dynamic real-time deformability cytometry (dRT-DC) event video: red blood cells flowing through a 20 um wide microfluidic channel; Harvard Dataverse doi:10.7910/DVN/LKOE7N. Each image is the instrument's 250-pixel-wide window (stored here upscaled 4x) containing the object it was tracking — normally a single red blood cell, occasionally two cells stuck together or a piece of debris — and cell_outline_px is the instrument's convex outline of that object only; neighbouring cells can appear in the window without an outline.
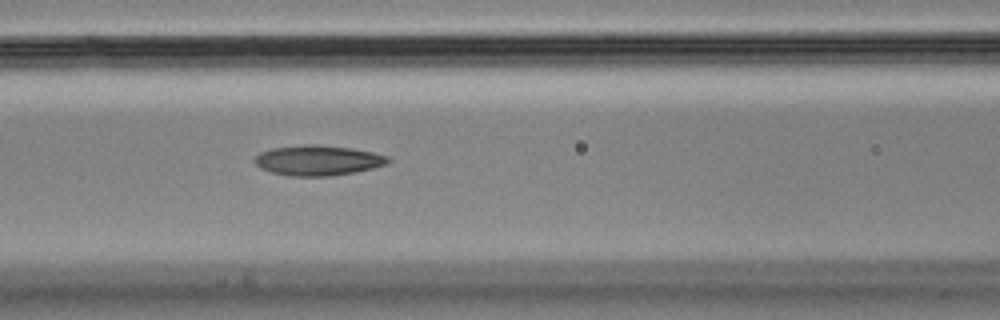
{"species": "Egyptian fruit bat (a non-hibernating species)", "species_latin": "Rousettus aegyptiacus", "temperature_condition": "cold", "stored_images_in_passage": 4, "camera_frame_rate_fps": 3000, "um_per_image_px": 0.085, "animal": {"sex": "male"}, "frame": {"image": 1, "passage_image": 4, "time_ms": 1.0, "image_size_px": [1000, 320], "cell_outline_px": [[392, 160], [388, 164], [356, 172], [332, 176], [288, 176], [272, 172], [260, 168], [256, 164], [256, 156], [260, 152], [272, 148], [312, 144], [316, 144], [352, 148], [372, 152], [388, 156]], "centroid_in_image_um": [27.07, 13.64], "position_along_channel_um": 139.5, "area_um2": 23.47}}